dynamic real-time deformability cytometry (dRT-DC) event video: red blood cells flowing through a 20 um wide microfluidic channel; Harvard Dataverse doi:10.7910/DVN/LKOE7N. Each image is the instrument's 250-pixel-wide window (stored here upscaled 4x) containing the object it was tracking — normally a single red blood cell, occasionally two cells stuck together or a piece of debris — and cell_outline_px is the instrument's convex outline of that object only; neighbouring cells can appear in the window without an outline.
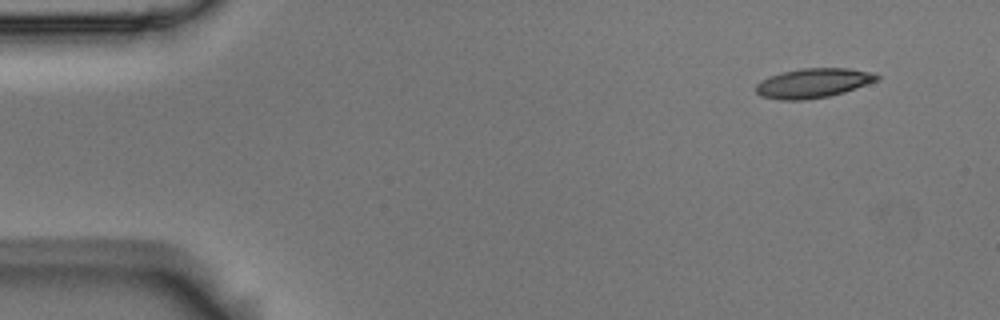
{"species": "Egyptian fruit bat (a non-hibernating species)", "species_latin": "Rousettus aegyptiacus", "temperature_condition": "room temperature", "stored_images_in_passage": 4, "camera_frame_rate_fps": 3000, "um_per_image_px": 0.085, "animal": {"sex": "male"}, "frame": {"image": 1, "passage_image": 1, "time_ms": 0.0, "image_size_px": [1000, 320], "cell_outline_px": [[880, 80], [844, 92], [828, 96], [804, 100], [780, 100], [760, 96], [756, 92], [756, 84], [760, 80], [784, 72], [800, 68], [848, 68], [872, 72], [880, 76]], "centroid_in_image_um": [69.13, 7.06], "position_along_channel_um": 15.9, "area_um2": 20.81}}
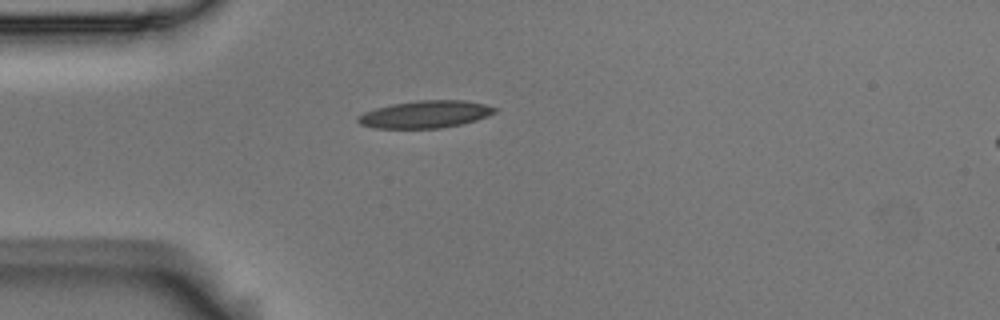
{"frame": {"image": 2, "passage_image": 3, "time_ms": 0.667, "image_size_px": [1000, 320], "cell_outline_px": [[496, 112], [488, 116], [476, 120], [460, 124], [440, 128], [372, 128], [360, 124], [356, 120], [356, 116], [364, 112], [376, 108], [392, 104], [420, 100], [464, 100], [484, 104], [496, 108]], "centroid_in_image_um": [36.12, 9.72], "position_along_channel_um": 48.9, "area_um2": 21.73}}